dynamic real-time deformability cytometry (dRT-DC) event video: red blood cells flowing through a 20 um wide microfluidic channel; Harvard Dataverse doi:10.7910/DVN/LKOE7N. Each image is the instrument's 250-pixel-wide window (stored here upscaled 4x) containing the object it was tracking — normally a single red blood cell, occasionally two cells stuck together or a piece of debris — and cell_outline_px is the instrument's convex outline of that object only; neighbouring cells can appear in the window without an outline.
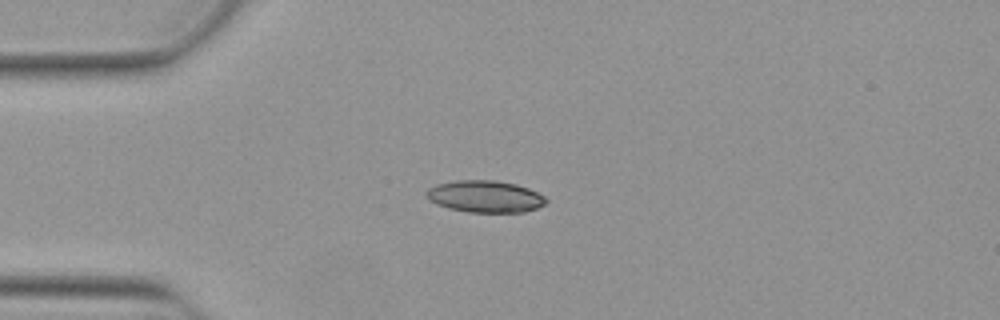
{"species": "Egyptian fruit bat (a non-hibernating species)", "species_latin": "Rousettus aegyptiacus", "temperature_condition": "warm", "stored_images_in_passage": 52, "camera_frame_rate_fps": 3000, "um_per_image_px": 0.085, "animal": {"sex": "female"}, "frame": {"image": 1, "passage_image": 13, "time_ms": 4.0, "image_size_px": [1000, 320], "cell_outline_px": [[548, 200], [544, 204], [536, 208], [524, 212], [468, 212], [448, 208], [436, 204], [428, 200], [424, 192], [428, 188], [436, 184], [456, 180], [496, 180], [516, 184], [528, 188], [544, 196]], "centroid_in_image_um": [41.19, 16.69], "position_along_channel_um": 43.8, "area_um2": 22.37}}
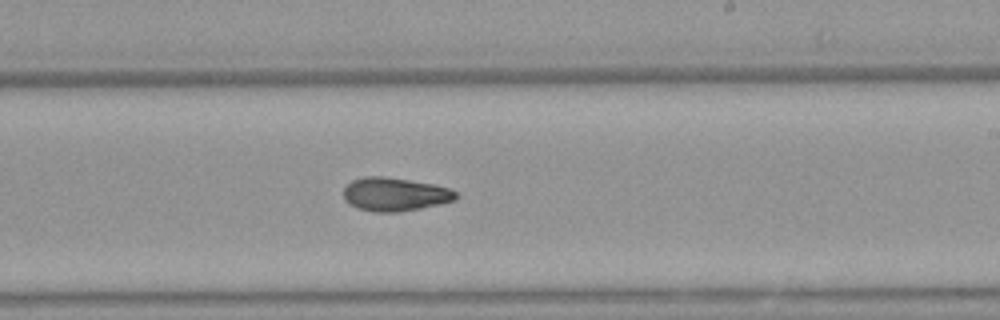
{"frame": {"image": 2, "passage_image": 31, "time_ms": 10.0, "image_size_px": [1000, 320], "cell_outline_px": [[460, 196], [456, 200], [420, 208], [396, 212], [376, 212], [360, 208], [348, 204], [344, 200], [344, 188], [352, 180], [364, 176], [384, 176], [436, 184], [448, 188], [456, 192]], "centroid_in_image_um": [33.57, 16.5], "position_along_channel_um": 255.4, "area_um2": 21.96}}
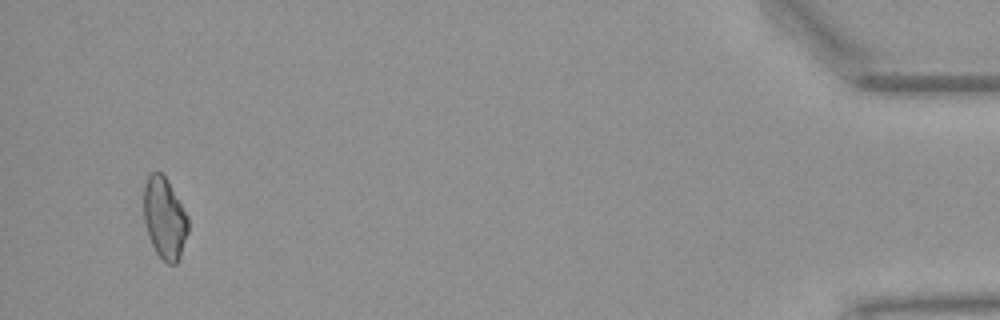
{"frame": {"image": 3, "passage_image": 50, "time_ms": 16.333, "image_size_px": [1000, 320], "cell_outline_px": [[188, 232], [180, 256], [176, 264], [168, 264], [156, 252], [148, 236], [144, 220], [144, 184], [148, 176], [152, 172], [160, 172], [168, 180], [188, 216]], "centroid_in_image_um": [13.99, 18.54], "position_along_channel_um": 421.2, "area_um2": 20.98}}